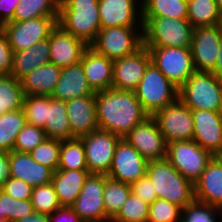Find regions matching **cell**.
I'll return each mask as SVG.
<instances>
[{"label": "cell", "mask_w": 222, "mask_h": 222, "mask_svg": "<svg viewBox=\"0 0 222 222\" xmlns=\"http://www.w3.org/2000/svg\"><path fill=\"white\" fill-rule=\"evenodd\" d=\"M49 218L50 222H83L71 207H60Z\"/></svg>", "instance_id": "48"}, {"label": "cell", "mask_w": 222, "mask_h": 222, "mask_svg": "<svg viewBox=\"0 0 222 222\" xmlns=\"http://www.w3.org/2000/svg\"><path fill=\"white\" fill-rule=\"evenodd\" d=\"M146 175L153 183L158 199L167 200L182 209L195 200L194 184L166 159L148 161Z\"/></svg>", "instance_id": "2"}, {"label": "cell", "mask_w": 222, "mask_h": 222, "mask_svg": "<svg viewBox=\"0 0 222 222\" xmlns=\"http://www.w3.org/2000/svg\"><path fill=\"white\" fill-rule=\"evenodd\" d=\"M217 5H218V10L220 15L222 16V0H216Z\"/></svg>", "instance_id": "53"}, {"label": "cell", "mask_w": 222, "mask_h": 222, "mask_svg": "<svg viewBox=\"0 0 222 222\" xmlns=\"http://www.w3.org/2000/svg\"><path fill=\"white\" fill-rule=\"evenodd\" d=\"M60 0H20L16 6L13 22L38 17L59 18Z\"/></svg>", "instance_id": "31"}, {"label": "cell", "mask_w": 222, "mask_h": 222, "mask_svg": "<svg viewBox=\"0 0 222 222\" xmlns=\"http://www.w3.org/2000/svg\"><path fill=\"white\" fill-rule=\"evenodd\" d=\"M221 39L220 25L194 28L191 53L195 71L212 72L214 70Z\"/></svg>", "instance_id": "16"}, {"label": "cell", "mask_w": 222, "mask_h": 222, "mask_svg": "<svg viewBox=\"0 0 222 222\" xmlns=\"http://www.w3.org/2000/svg\"><path fill=\"white\" fill-rule=\"evenodd\" d=\"M130 187L133 195L141 198L149 205L157 199L155 187L147 175L131 183Z\"/></svg>", "instance_id": "46"}, {"label": "cell", "mask_w": 222, "mask_h": 222, "mask_svg": "<svg viewBox=\"0 0 222 222\" xmlns=\"http://www.w3.org/2000/svg\"><path fill=\"white\" fill-rule=\"evenodd\" d=\"M217 214L222 217V209L194 200L182 209L181 222H218Z\"/></svg>", "instance_id": "42"}, {"label": "cell", "mask_w": 222, "mask_h": 222, "mask_svg": "<svg viewBox=\"0 0 222 222\" xmlns=\"http://www.w3.org/2000/svg\"><path fill=\"white\" fill-rule=\"evenodd\" d=\"M11 178L9 153L0 150V188Z\"/></svg>", "instance_id": "50"}, {"label": "cell", "mask_w": 222, "mask_h": 222, "mask_svg": "<svg viewBox=\"0 0 222 222\" xmlns=\"http://www.w3.org/2000/svg\"><path fill=\"white\" fill-rule=\"evenodd\" d=\"M151 62L150 52L144 46L132 55L114 60L112 88L135 91Z\"/></svg>", "instance_id": "17"}, {"label": "cell", "mask_w": 222, "mask_h": 222, "mask_svg": "<svg viewBox=\"0 0 222 222\" xmlns=\"http://www.w3.org/2000/svg\"><path fill=\"white\" fill-rule=\"evenodd\" d=\"M14 52L6 33L0 28V75H10L13 66Z\"/></svg>", "instance_id": "47"}, {"label": "cell", "mask_w": 222, "mask_h": 222, "mask_svg": "<svg viewBox=\"0 0 222 222\" xmlns=\"http://www.w3.org/2000/svg\"><path fill=\"white\" fill-rule=\"evenodd\" d=\"M195 200L222 209V160L214 156L194 183Z\"/></svg>", "instance_id": "23"}, {"label": "cell", "mask_w": 222, "mask_h": 222, "mask_svg": "<svg viewBox=\"0 0 222 222\" xmlns=\"http://www.w3.org/2000/svg\"><path fill=\"white\" fill-rule=\"evenodd\" d=\"M61 70L55 64L48 63L29 72L20 80L24 94L51 96Z\"/></svg>", "instance_id": "28"}, {"label": "cell", "mask_w": 222, "mask_h": 222, "mask_svg": "<svg viewBox=\"0 0 222 222\" xmlns=\"http://www.w3.org/2000/svg\"><path fill=\"white\" fill-rule=\"evenodd\" d=\"M212 73L218 76L219 78H222V39L219 45L218 58H217V61H216V64Z\"/></svg>", "instance_id": "52"}, {"label": "cell", "mask_w": 222, "mask_h": 222, "mask_svg": "<svg viewBox=\"0 0 222 222\" xmlns=\"http://www.w3.org/2000/svg\"><path fill=\"white\" fill-rule=\"evenodd\" d=\"M11 177L21 179L32 187L51 182L53 171L35 161L29 153L9 152Z\"/></svg>", "instance_id": "24"}, {"label": "cell", "mask_w": 222, "mask_h": 222, "mask_svg": "<svg viewBox=\"0 0 222 222\" xmlns=\"http://www.w3.org/2000/svg\"><path fill=\"white\" fill-rule=\"evenodd\" d=\"M49 39L50 63L61 69L81 62L85 50L89 47L85 41L66 32L58 24L51 31Z\"/></svg>", "instance_id": "20"}, {"label": "cell", "mask_w": 222, "mask_h": 222, "mask_svg": "<svg viewBox=\"0 0 222 222\" xmlns=\"http://www.w3.org/2000/svg\"><path fill=\"white\" fill-rule=\"evenodd\" d=\"M22 110L27 124L44 129L48 114V96L25 95Z\"/></svg>", "instance_id": "37"}, {"label": "cell", "mask_w": 222, "mask_h": 222, "mask_svg": "<svg viewBox=\"0 0 222 222\" xmlns=\"http://www.w3.org/2000/svg\"><path fill=\"white\" fill-rule=\"evenodd\" d=\"M214 155L194 140L167 144L166 160L193 184L199 179Z\"/></svg>", "instance_id": "8"}, {"label": "cell", "mask_w": 222, "mask_h": 222, "mask_svg": "<svg viewBox=\"0 0 222 222\" xmlns=\"http://www.w3.org/2000/svg\"><path fill=\"white\" fill-rule=\"evenodd\" d=\"M34 212L31 200H16L0 189V214L7 222H14Z\"/></svg>", "instance_id": "40"}, {"label": "cell", "mask_w": 222, "mask_h": 222, "mask_svg": "<svg viewBox=\"0 0 222 222\" xmlns=\"http://www.w3.org/2000/svg\"><path fill=\"white\" fill-rule=\"evenodd\" d=\"M43 130L47 138L71 139V126L67 116L66 102L48 96L47 121Z\"/></svg>", "instance_id": "29"}, {"label": "cell", "mask_w": 222, "mask_h": 222, "mask_svg": "<svg viewBox=\"0 0 222 222\" xmlns=\"http://www.w3.org/2000/svg\"><path fill=\"white\" fill-rule=\"evenodd\" d=\"M81 64L84 69L86 79L95 93L112 88V60L107 58L105 55L97 53L89 46L83 54Z\"/></svg>", "instance_id": "25"}, {"label": "cell", "mask_w": 222, "mask_h": 222, "mask_svg": "<svg viewBox=\"0 0 222 222\" xmlns=\"http://www.w3.org/2000/svg\"><path fill=\"white\" fill-rule=\"evenodd\" d=\"M182 1H185V2L189 3L191 0H182Z\"/></svg>", "instance_id": "56"}, {"label": "cell", "mask_w": 222, "mask_h": 222, "mask_svg": "<svg viewBox=\"0 0 222 222\" xmlns=\"http://www.w3.org/2000/svg\"><path fill=\"white\" fill-rule=\"evenodd\" d=\"M61 140L46 138L33 149L29 155L38 163L50 168L53 172L58 170L60 161Z\"/></svg>", "instance_id": "39"}, {"label": "cell", "mask_w": 222, "mask_h": 222, "mask_svg": "<svg viewBox=\"0 0 222 222\" xmlns=\"http://www.w3.org/2000/svg\"><path fill=\"white\" fill-rule=\"evenodd\" d=\"M178 98L191 110L222 112V78L195 71L179 88Z\"/></svg>", "instance_id": "4"}, {"label": "cell", "mask_w": 222, "mask_h": 222, "mask_svg": "<svg viewBox=\"0 0 222 222\" xmlns=\"http://www.w3.org/2000/svg\"><path fill=\"white\" fill-rule=\"evenodd\" d=\"M144 47L191 48L193 26L188 20L142 17Z\"/></svg>", "instance_id": "5"}, {"label": "cell", "mask_w": 222, "mask_h": 222, "mask_svg": "<svg viewBox=\"0 0 222 222\" xmlns=\"http://www.w3.org/2000/svg\"><path fill=\"white\" fill-rule=\"evenodd\" d=\"M148 161L124 138L116 146L108 177L131 184L146 175Z\"/></svg>", "instance_id": "15"}, {"label": "cell", "mask_w": 222, "mask_h": 222, "mask_svg": "<svg viewBox=\"0 0 222 222\" xmlns=\"http://www.w3.org/2000/svg\"><path fill=\"white\" fill-rule=\"evenodd\" d=\"M57 24L58 18L38 17L20 22H8L1 28L6 33L13 52H18L49 38Z\"/></svg>", "instance_id": "12"}, {"label": "cell", "mask_w": 222, "mask_h": 222, "mask_svg": "<svg viewBox=\"0 0 222 222\" xmlns=\"http://www.w3.org/2000/svg\"><path fill=\"white\" fill-rule=\"evenodd\" d=\"M98 0H60L58 25L90 45L100 26Z\"/></svg>", "instance_id": "3"}, {"label": "cell", "mask_w": 222, "mask_h": 222, "mask_svg": "<svg viewBox=\"0 0 222 222\" xmlns=\"http://www.w3.org/2000/svg\"><path fill=\"white\" fill-rule=\"evenodd\" d=\"M14 222H50L49 215L47 214H42L39 212H33L29 216H25L21 219H18Z\"/></svg>", "instance_id": "51"}, {"label": "cell", "mask_w": 222, "mask_h": 222, "mask_svg": "<svg viewBox=\"0 0 222 222\" xmlns=\"http://www.w3.org/2000/svg\"><path fill=\"white\" fill-rule=\"evenodd\" d=\"M46 138L47 136L42 128L26 123L17 135L13 150L30 153Z\"/></svg>", "instance_id": "44"}, {"label": "cell", "mask_w": 222, "mask_h": 222, "mask_svg": "<svg viewBox=\"0 0 222 222\" xmlns=\"http://www.w3.org/2000/svg\"><path fill=\"white\" fill-rule=\"evenodd\" d=\"M220 13L216 0H191L187 8V20L193 28L219 25Z\"/></svg>", "instance_id": "33"}, {"label": "cell", "mask_w": 222, "mask_h": 222, "mask_svg": "<svg viewBox=\"0 0 222 222\" xmlns=\"http://www.w3.org/2000/svg\"><path fill=\"white\" fill-rule=\"evenodd\" d=\"M20 0H0V27L13 22V16Z\"/></svg>", "instance_id": "49"}, {"label": "cell", "mask_w": 222, "mask_h": 222, "mask_svg": "<svg viewBox=\"0 0 222 222\" xmlns=\"http://www.w3.org/2000/svg\"><path fill=\"white\" fill-rule=\"evenodd\" d=\"M0 222H7L6 218L3 216V214H0Z\"/></svg>", "instance_id": "54"}, {"label": "cell", "mask_w": 222, "mask_h": 222, "mask_svg": "<svg viewBox=\"0 0 222 222\" xmlns=\"http://www.w3.org/2000/svg\"><path fill=\"white\" fill-rule=\"evenodd\" d=\"M149 204L132 193L111 222H148Z\"/></svg>", "instance_id": "41"}, {"label": "cell", "mask_w": 222, "mask_h": 222, "mask_svg": "<svg viewBox=\"0 0 222 222\" xmlns=\"http://www.w3.org/2000/svg\"><path fill=\"white\" fill-rule=\"evenodd\" d=\"M58 169L88 170L85 149L79 138L61 140Z\"/></svg>", "instance_id": "36"}, {"label": "cell", "mask_w": 222, "mask_h": 222, "mask_svg": "<svg viewBox=\"0 0 222 222\" xmlns=\"http://www.w3.org/2000/svg\"><path fill=\"white\" fill-rule=\"evenodd\" d=\"M89 46L114 61L140 49L143 46V35L138 27L104 28L99 30L96 39Z\"/></svg>", "instance_id": "7"}, {"label": "cell", "mask_w": 222, "mask_h": 222, "mask_svg": "<svg viewBox=\"0 0 222 222\" xmlns=\"http://www.w3.org/2000/svg\"><path fill=\"white\" fill-rule=\"evenodd\" d=\"M182 208L167 200L156 199L149 205L148 222H181Z\"/></svg>", "instance_id": "43"}, {"label": "cell", "mask_w": 222, "mask_h": 222, "mask_svg": "<svg viewBox=\"0 0 222 222\" xmlns=\"http://www.w3.org/2000/svg\"><path fill=\"white\" fill-rule=\"evenodd\" d=\"M104 188L105 175L89 174L75 203L71 206L83 222H105Z\"/></svg>", "instance_id": "13"}, {"label": "cell", "mask_w": 222, "mask_h": 222, "mask_svg": "<svg viewBox=\"0 0 222 222\" xmlns=\"http://www.w3.org/2000/svg\"><path fill=\"white\" fill-rule=\"evenodd\" d=\"M193 140L214 156L222 154V112L192 110Z\"/></svg>", "instance_id": "19"}, {"label": "cell", "mask_w": 222, "mask_h": 222, "mask_svg": "<svg viewBox=\"0 0 222 222\" xmlns=\"http://www.w3.org/2000/svg\"><path fill=\"white\" fill-rule=\"evenodd\" d=\"M165 142L193 140L194 123L192 110L179 98L152 116Z\"/></svg>", "instance_id": "10"}, {"label": "cell", "mask_w": 222, "mask_h": 222, "mask_svg": "<svg viewBox=\"0 0 222 222\" xmlns=\"http://www.w3.org/2000/svg\"><path fill=\"white\" fill-rule=\"evenodd\" d=\"M50 63V39L35 43L26 50L14 52L11 75L21 80L37 67Z\"/></svg>", "instance_id": "27"}, {"label": "cell", "mask_w": 222, "mask_h": 222, "mask_svg": "<svg viewBox=\"0 0 222 222\" xmlns=\"http://www.w3.org/2000/svg\"><path fill=\"white\" fill-rule=\"evenodd\" d=\"M95 95L86 79L81 62L61 70L59 80L51 95L53 99L67 102L74 98Z\"/></svg>", "instance_id": "22"}, {"label": "cell", "mask_w": 222, "mask_h": 222, "mask_svg": "<svg viewBox=\"0 0 222 222\" xmlns=\"http://www.w3.org/2000/svg\"><path fill=\"white\" fill-rule=\"evenodd\" d=\"M124 139L147 161L166 159L167 143L152 116L135 126Z\"/></svg>", "instance_id": "14"}, {"label": "cell", "mask_w": 222, "mask_h": 222, "mask_svg": "<svg viewBox=\"0 0 222 222\" xmlns=\"http://www.w3.org/2000/svg\"><path fill=\"white\" fill-rule=\"evenodd\" d=\"M178 91L151 62L134 92L143 110L153 116L157 111L174 103L178 99Z\"/></svg>", "instance_id": "6"}, {"label": "cell", "mask_w": 222, "mask_h": 222, "mask_svg": "<svg viewBox=\"0 0 222 222\" xmlns=\"http://www.w3.org/2000/svg\"><path fill=\"white\" fill-rule=\"evenodd\" d=\"M31 203L34 212L51 215L61 207L52 183L33 187Z\"/></svg>", "instance_id": "38"}, {"label": "cell", "mask_w": 222, "mask_h": 222, "mask_svg": "<svg viewBox=\"0 0 222 222\" xmlns=\"http://www.w3.org/2000/svg\"><path fill=\"white\" fill-rule=\"evenodd\" d=\"M71 126V139L81 138L99 129L95 95L74 98L66 102Z\"/></svg>", "instance_id": "21"}, {"label": "cell", "mask_w": 222, "mask_h": 222, "mask_svg": "<svg viewBox=\"0 0 222 222\" xmlns=\"http://www.w3.org/2000/svg\"><path fill=\"white\" fill-rule=\"evenodd\" d=\"M95 98L99 129L121 138L149 117L134 91L111 88L96 92Z\"/></svg>", "instance_id": "1"}, {"label": "cell", "mask_w": 222, "mask_h": 222, "mask_svg": "<svg viewBox=\"0 0 222 222\" xmlns=\"http://www.w3.org/2000/svg\"><path fill=\"white\" fill-rule=\"evenodd\" d=\"M79 139L85 149L87 168L90 174L108 175L116 146L121 137L106 130L97 129Z\"/></svg>", "instance_id": "11"}, {"label": "cell", "mask_w": 222, "mask_h": 222, "mask_svg": "<svg viewBox=\"0 0 222 222\" xmlns=\"http://www.w3.org/2000/svg\"><path fill=\"white\" fill-rule=\"evenodd\" d=\"M151 61L178 89L195 72L191 48L146 47Z\"/></svg>", "instance_id": "9"}, {"label": "cell", "mask_w": 222, "mask_h": 222, "mask_svg": "<svg viewBox=\"0 0 222 222\" xmlns=\"http://www.w3.org/2000/svg\"><path fill=\"white\" fill-rule=\"evenodd\" d=\"M142 17H167L187 20L188 3L182 0H140Z\"/></svg>", "instance_id": "32"}, {"label": "cell", "mask_w": 222, "mask_h": 222, "mask_svg": "<svg viewBox=\"0 0 222 222\" xmlns=\"http://www.w3.org/2000/svg\"><path fill=\"white\" fill-rule=\"evenodd\" d=\"M0 189L16 200H30L33 187L21 179L11 177Z\"/></svg>", "instance_id": "45"}, {"label": "cell", "mask_w": 222, "mask_h": 222, "mask_svg": "<svg viewBox=\"0 0 222 222\" xmlns=\"http://www.w3.org/2000/svg\"><path fill=\"white\" fill-rule=\"evenodd\" d=\"M221 30H222V16L220 17V23H219Z\"/></svg>", "instance_id": "55"}, {"label": "cell", "mask_w": 222, "mask_h": 222, "mask_svg": "<svg viewBox=\"0 0 222 222\" xmlns=\"http://www.w3.org/2000/svg\"><path fill=\"white\" fill-rule=\"evenodd\" d=\"M89 174L88 170L58 169L53 172L51 183L61 207H71L75 203Z\"/></svg>", "instance_id": "26"}, {"label": "cell", "mask_w": 222, "mask_h": 222, "mask_svg": "<svg viewBox=\"0 0 222 222\" xmlns=\"http://www.w3.org/2000/svg\"><path fill=\"white\" fill-rule=\"evenodd\" d=\"M137 2L139 0H98L101 29L122 26L139 27L143 31L142 6Z\"/></svg>", "instance_id": "18"}, {"label": "cell", "mask_w": 222, "mask_h": 222, "mask_svg": "<svg viewBox=\"0 0 222 222\" xmlns=\"http://www.w3.org/2000/svg\"><path fill=\"white\" fill-rule=\"evenodd\" d=\"M130 194V184L116 181L105 175L103 193L105 222H111L117 216Z\"/></svg>", "instance_id": "30"}, {"label": "cell", "mask_w": 222, "mask_h": 222, "mask_svg": "<svg viewBox=\"0 0 222 222\" xmlns=\"http://www.w3.org/2000/svg\"><path fill=\"white\" fill-rule=\"evenodd\" d=\"M26 124L22 109L6 112L0 116V150L13 151L18 133Z\"/></svg>", "instance_id": "35"}, {"label": "cell", "mask_w": 222, "mask_h": 222, "mask_svg": "<svg viewBox=\"0 0 222 222\" xmlns=\"http://www.w3.org/2000/svg\"><path fill=\"white\" fill-rule=\"evenodd\" d=\"M25 94L21 81L14 76L0 75V116L22 109Z\"/></svg>", "instance_id": "34"}]
</instances>
